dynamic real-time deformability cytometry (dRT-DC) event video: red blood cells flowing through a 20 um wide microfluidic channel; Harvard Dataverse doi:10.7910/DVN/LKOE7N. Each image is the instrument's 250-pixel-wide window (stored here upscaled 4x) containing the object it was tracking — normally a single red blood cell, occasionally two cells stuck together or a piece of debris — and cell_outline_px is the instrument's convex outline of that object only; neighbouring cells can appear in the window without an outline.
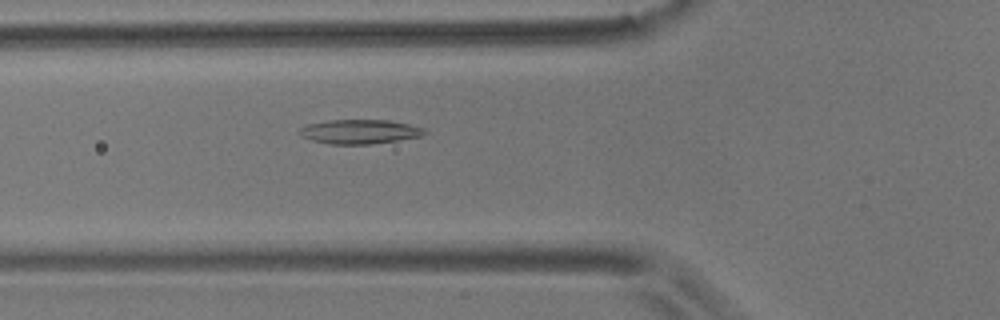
{"species": "common noctule bat (a hibernating species)", "species_latin": "Nyctalus noctula", "temperature_condition": "room temperature", "stored_images_in_passage": 35, "camera_frame_rate_fps": 3000, "um_per_image_px": 0.085, "animal": {"sex": "male", "body_mass_g": 17.9}, "frame": {"image": 1, "passage_image": 6, "time_ms": 1.667, "image_size_px": [1000, 320], "cell_outline_px": [[428, 132], [420, 136], [400, 140], [372, 144], [328, 144], [312, 140], [304, 136], [300, 132], [300, 128], [308, 124], [328, 120], [388, 120], [408, 124], [424, 128]], "centroid_in_image_um": [30.61, 11.19], "position_along_channel_um": 95.2, "area_um2": 17.57}}
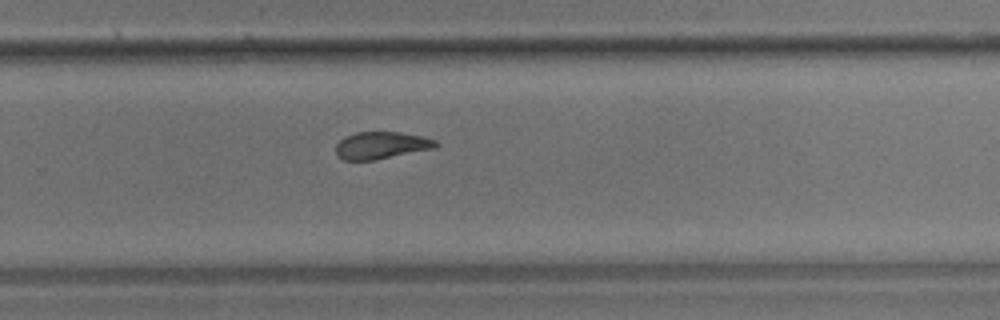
{"frame": {"image": 2, "passage_image": 23, "time_ms": 7.333, "image_size_px": [1000, 320], "cell_outline_px": [[440, 144], [436, 148], [372, 160], [344, 160], [336, 156], [336, 144], [344, 136], [356, 132], [400, 132], [424, 136], [436, 140]], "centroid_in_image_um": [32.42, 12.34], "position_along_channel_um": 297.4, "area_um2": 15.95}}
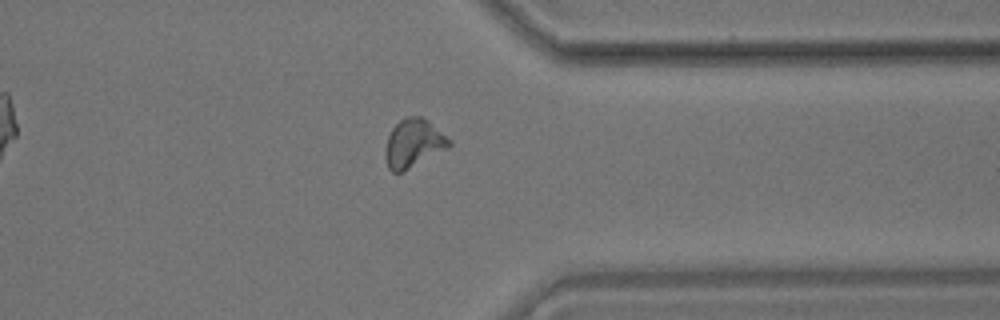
{"frame": {"image": 3, "passage_image": 30, "time_ms": 9.667, "image_size_px": [1000, 320], "cell_outline_px": [[452, 144], [448, 148], [404, 172], [392, 172], [388, 168], [384, 156], [384, 152], [388, 136], [392, 128], [400, 120], [408, 116], [420, 116], [428, 120], [452, 140]], "centroid_in_image_um": [35.15, 12.19], "position_along_channel_um": 376.3, "area_um2": 18.21}, "authors_computed_cell_mechanics": {"area_um2": 16.762, "velocity_mm_per_s": 3.5666, "shape_relaxation_time_tau1_ms": 7.9041, "shape_relaxation_time_tau2_ms": 1.9341, "deformation_change_tau1": 0.1938, "deformation_change_tau2": 0.0822}}